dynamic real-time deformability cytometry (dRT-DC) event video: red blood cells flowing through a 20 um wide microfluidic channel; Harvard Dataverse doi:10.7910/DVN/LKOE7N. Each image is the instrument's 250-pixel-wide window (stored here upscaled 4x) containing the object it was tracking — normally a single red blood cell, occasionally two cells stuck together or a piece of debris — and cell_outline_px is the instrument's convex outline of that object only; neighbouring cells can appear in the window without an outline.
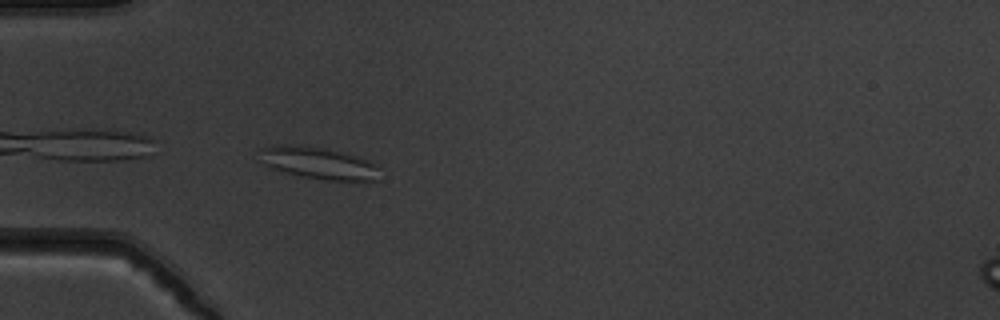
{"species": "common noctule bat (a hibernating species)", "species_latin": "Nyctalus noctula", "temperature_condition": "warm", "stored_images_in_passage": 29, "camera_frame_rate_fps": 3000, "um_per_image_px": 0.085, "animal": {"sex": "male", "body_mass_g": 19.5, "forearm_length_mm": 54.6}, "frame": {"image": 1, "passage_image": 1, "time_ms": 0.0, "image_size_px": [1000, 320], "cell_outline_px": [[380, 180], [332, 180], [304, 176], [272, 168], [268, 164], [264, 148], [276, 144], [288, 144], [324, 148], [340, 152], [364, 160], [380, 168]], "centroid_in_image_um": [27.19, 13.87], "position_along_channel_um": 57.8, "area_um2": 21.04}}
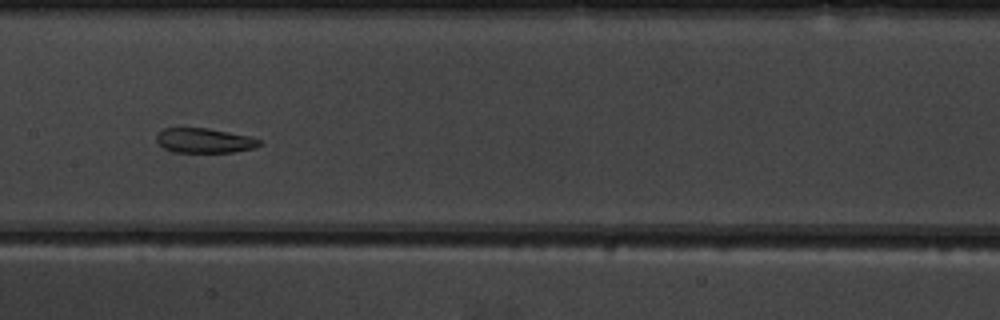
{"frame": {"image": 2, "passage_image": 12, "time_ms": 3.667, "image_size_px": [1000, 320], "cell_outline_px": [[264, 144], [256, 148], [236, 152], [172, 152], [164, 148], [156, 140], [156, 136], [164, 128], [208, 128], [248, 136], [260, 140]], "centroid_in_image_um": [17.41, 11.96], "position_along_channel_um": 190.0, "area_um2": 14.85}}
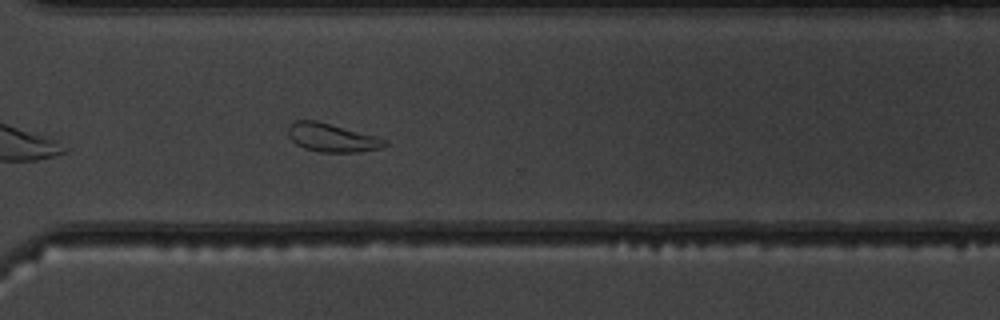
{"frame": {"image": 3, "passage_image": 24, "time_ms": 7.667, "image_size_px": [1000, 320], "cell_outline_px": [[388, 144], [380, 148], [360, 152], [320, 152], [304, 148], [296, 144], [288, 136], [288, 128], [296, 120], [316, 120], [376, 136], [388, 140]], "centroid_in_image_um": [28.23, 11.71], "position_along_channel_um": 342.4, "area_um2": 15.95}, "authors_computed_cell_mechanics": {"area_um2": 15.7794, "velocity_mm_per_s": 3.8077, "shape_relaxation_time_tau1_ms": null, "shape_relaxation_time_tau2_ms": 1.2369, "deformation_change_tau1": null, "deformation_change_tau2": 0.0771}}